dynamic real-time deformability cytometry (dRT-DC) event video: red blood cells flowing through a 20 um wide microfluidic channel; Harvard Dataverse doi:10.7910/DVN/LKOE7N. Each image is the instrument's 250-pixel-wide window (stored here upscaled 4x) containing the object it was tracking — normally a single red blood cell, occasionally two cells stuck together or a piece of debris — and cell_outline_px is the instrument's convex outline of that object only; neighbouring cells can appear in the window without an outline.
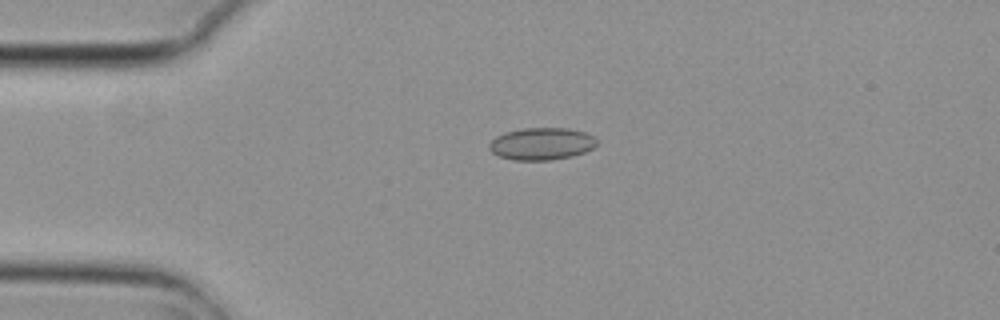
{"species": "common noctule bat (a hibernating species)", "species_latin": "Nyctalus noctula", "temperature_condition": "cold", "stored_images_in_passage": 2, "camera_frame_rate_fps": 3000, "um_per_image_px": 0.085, "animal": {"sex": "female", "body_mass_g": 29.2, "forearm_length_mm": 56.3}, "frame": {"image": 1, "passage_image": 2, "time_ms": 0.333, "image_size_px": [1000, 320], "cell_outline_px": [[596, 144], [592, 148], [584, 152], [572, 156], [548, 160], [516, 160], [500, 156], [492, 152], [488, 148], [488, 144], [496, 136], [504, 132], [520, 128], [568, 128], [584, 132], [592, 136], [596, 140]], "centroid_in_image_um": [46.0, 12.21], "position_along_channel_um": 39.0, "area_um2": 20.11}}